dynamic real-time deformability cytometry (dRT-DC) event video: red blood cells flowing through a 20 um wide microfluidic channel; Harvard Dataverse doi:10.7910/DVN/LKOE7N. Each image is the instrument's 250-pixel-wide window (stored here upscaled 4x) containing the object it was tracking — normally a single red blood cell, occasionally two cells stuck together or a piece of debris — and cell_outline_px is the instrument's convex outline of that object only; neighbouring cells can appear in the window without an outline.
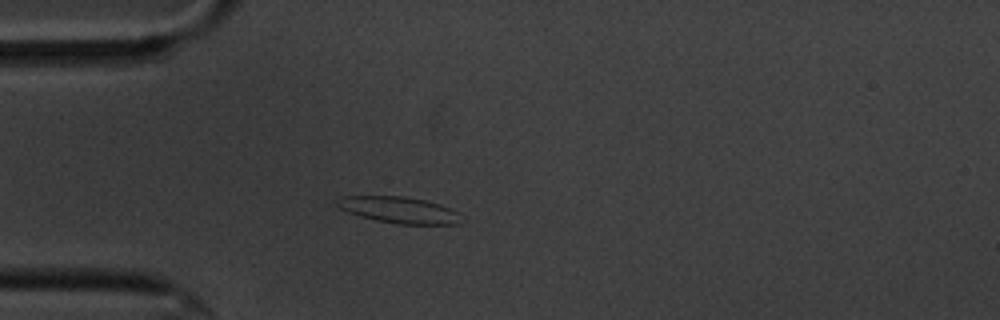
{"species": "common noctule bat (a hibernating species)", "species_latin": "Nyctalus noctula", "temperature_condition": "cold", "stored_images_in_passage": 32, "camera_frame_rate_fps": 3000, "um_per_image_px": 0.085, "animal": {"sex": "male", "body_mass_g": 20.1, "forearm_length_mm": 53.5}, "frame": {"image": 1, "passage_image": 1, "time_ms": 0.0, "image_size_px": [1000, 320], "cell_outline_px": [[460, 224], [396, 224], [376, 220], [360, 216], [348, 212], [340, 208], [332, 200], [340, 196], [404, 196], [424, 200], [440, 204], [452, 208], [460, 212]], "centroid_in_image_um": [33.9, 17.84], "position_along_channel_um": 51.1, "area_um2": 19.31}}
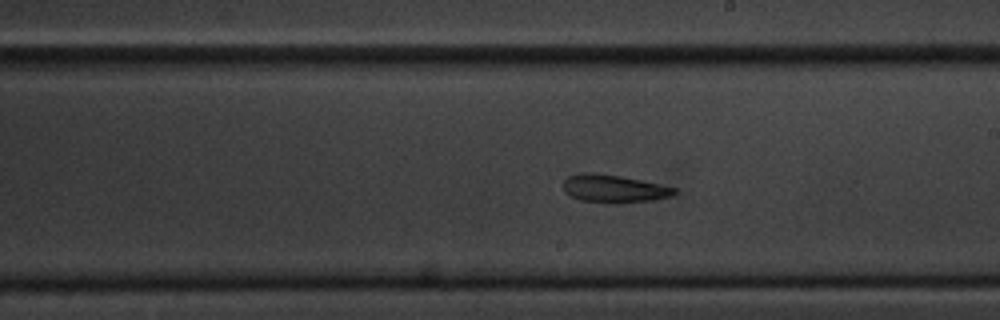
{"frame": {"image": 2, "passage_image": 18, "time_ms": 5.667, "image_size_px": [1000, 320], "cell_outline_px": [[676, 192], [672, 196], [656, 200], [620, 204], [608, 204], [580, 200], [568, 196], [564, 192], [564, 180], [568, 176], [580, 172], [592, 172], [620, 176], [660, 184], [676, 188]], "centroid_in_image_um": [52.16, 16.06], "position_along_channel_um": 236.8, "area_um2": 18.5}}
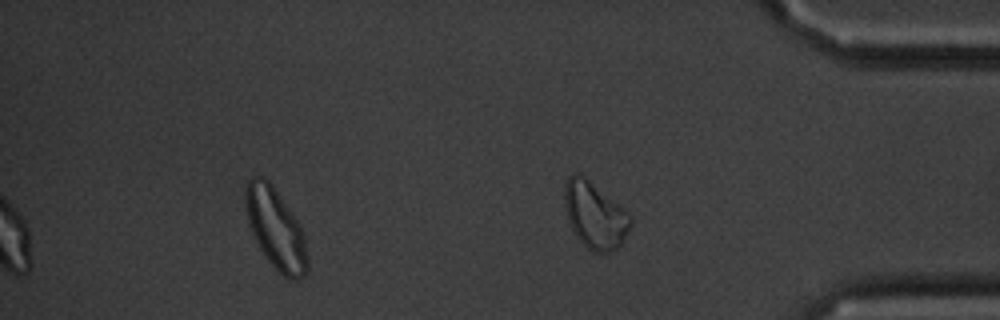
{"frame": {"image": 3, "passage_image": 32, "time_ms": 10.333, "image_size_px": [1000, 320], "cell_outline_px": [[308, 268], [304, 276], [296, 280], [288, 280], [268, 260], [260, 248], [252, 232], [248, 220], [244, 200], [244, 192], [248, 180], [252, 176], [264, 176], [272, 184], [304, 232], [308, 260]], "centroid_in_image_um": [23.43, 19.43], "position_along_channel_um": 411.8, "area_um2": 28.9}, "authors_computed_cell_mechanics": {"area_um2": 17.918, "velocity_mm_per_s": 3.4458, "shape_relaxation_time_tau1_ms": 4.8264, "shape_relaxation_time_tau2_ms": 7.7684, "deformation_change_tau1": 0.1191, "deformation_change_tau2": 0.1837}}